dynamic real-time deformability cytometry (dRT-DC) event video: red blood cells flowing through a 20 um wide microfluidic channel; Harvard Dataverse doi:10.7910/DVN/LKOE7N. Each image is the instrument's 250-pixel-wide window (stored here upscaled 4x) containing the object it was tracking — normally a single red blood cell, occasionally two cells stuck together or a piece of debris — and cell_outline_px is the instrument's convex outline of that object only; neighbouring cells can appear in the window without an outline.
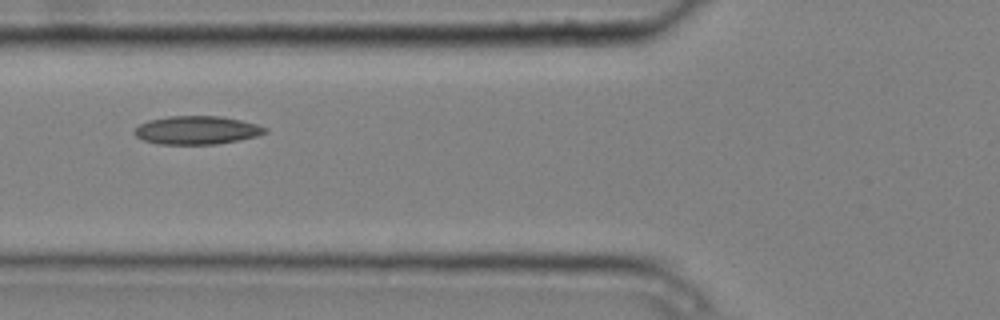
{"species": "common noctule bat (a hibernating species)", "species_latin": "Nyctalus noctula", "temperature_condition": "cold", "stored_images_in_passage": 8, "camera_frame_rate_fps": 3000, "um_per_image_px": 0.085, "animal": {"sex": "male", "body_mass_g": 20.4}, "frame": {"image": 1, "passage_image": 4, "time_ms": 1.0, "image_size_px": [1000, 320], "cell_outline_px": [[268, 132], [256, 136], [216, 144], [160, 144], [144, 140], [136, 136], [132, 132], [140, 124], [148, 120], [168, 116], [220, 116], [240, 120], [256, 124], [268, 128]], "centroid_in_image_um": [16.71, 11.06], "position_along_channel_um": 109.1, "area_um2": 21.44}}
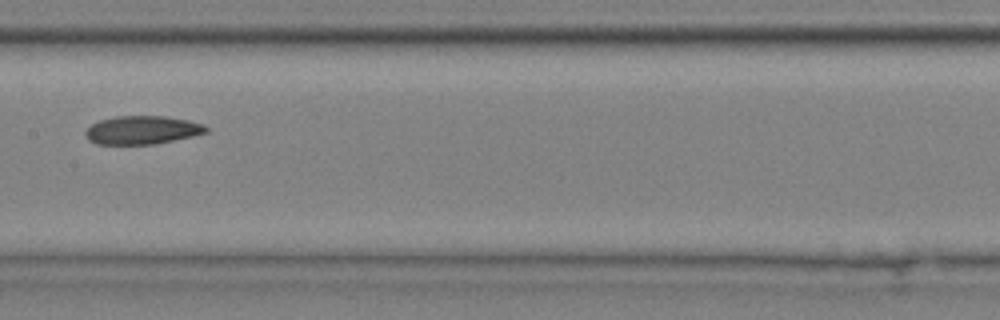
{"frame": {"image": 2, "passage_image": 6, "time_ms": 1.667, "image_size_px": [1000, 320], "cell_outline_px": [[208, 132], [192, 136], [156, 144], [96, 144], [88, 140], [84, 136], [84, 132], [92, 124], [100, 120], [116, 116], [164, 116], [188, 120], [204, 124], [208, 128]], "centroid_in_image_um": [12.08, 11.05], "position_along_channel_um": 195.3, "area_um2": 20.0}}
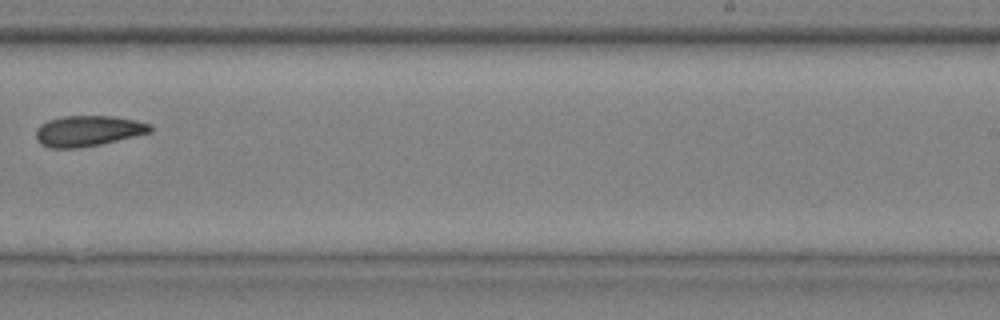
{"frame": {"image": 3, "passage_image": 8, "time_ms": 2.333, "image_size_px": [1000, 320], "cell_outline_px": [[152, 132], [100, 144], [80, 148], [52, 148], [40, 144], [36, 140], [36, 128], [40, 124], [48, 120], [64, 116], [112, 116], [136, 120], [152, 124]], "centroid_in_image_um": [7.47, 11.12], "position_along_channel_um": 281.5, "area_um2": 20.52}}